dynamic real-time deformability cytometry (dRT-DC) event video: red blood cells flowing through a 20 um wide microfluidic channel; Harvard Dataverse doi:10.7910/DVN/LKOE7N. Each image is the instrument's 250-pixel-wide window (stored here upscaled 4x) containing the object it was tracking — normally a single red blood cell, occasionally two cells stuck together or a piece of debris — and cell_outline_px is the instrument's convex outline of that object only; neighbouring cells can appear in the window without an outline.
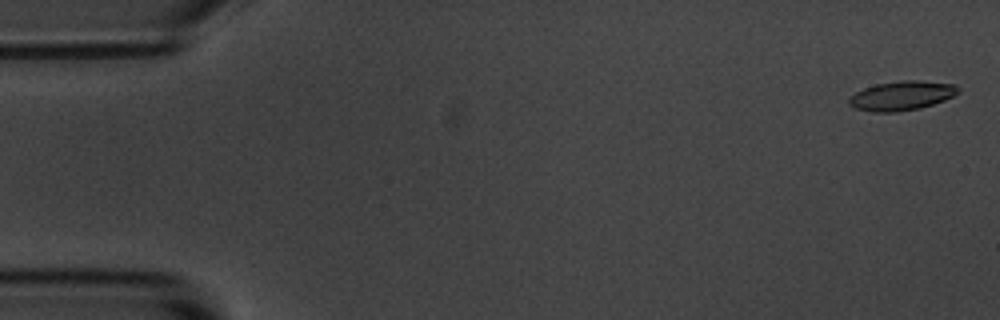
{"species": "common noctule bat (a hibernating species)", "species_latin": "Nyctalus noctula", "temperature_condition": "room temperature", "stored_images_in_passage": 55, "camera_frame_rate_fps": 3000, "um_per_image_px": 0.085, "animal": {"sex": "male", "body_mass_g": 20.1, "forearm_length_mm": 53.5}, "frame": {"image": 1, "passage_image": 2, "time_ms": 0.333, "image_size_px": [1000, 320], "cell_outline_px": [[960, 92], [944, 100], [920, 108], [896, 112], [872, 112], [856, 108], [848, 104], [848, 96], [864, 88], [876, 84], [904, 80], [916, 80], [956, 84], [960, 88]], "centroid_in_image_um": [76.64, 8.13], "position_along_channel_um": 8.4, "area_um2": 18.67}}
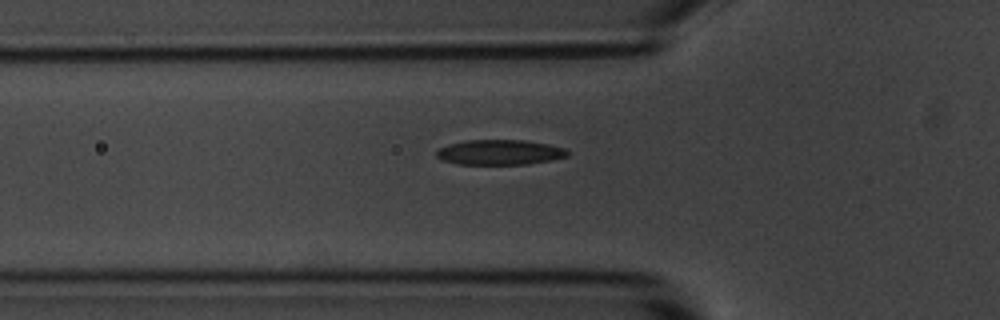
{"frame": {"image": 2, "passage_image": 19, "time_ms": 6.0, "image_size_px": [1000, 320], "cell_outline_px": [[568, 156], [552, 160], [528, 164], [456, 164], [440, 160], [436, 156], [436, 152], [440, 148], [448, 144], [468, 140], [524, 140], [548, 144], [564, 148], [568, 152]], "centroid_in_image_um": [42.46, 12.95], "position_along_channel_um": 83.3, "area_um2": 19.19}}
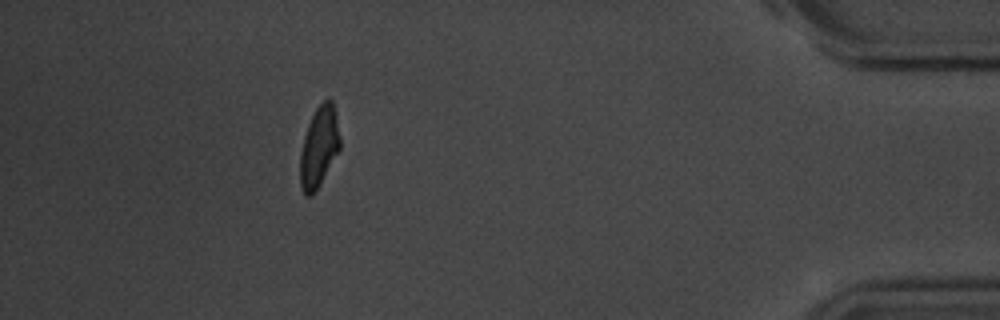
{"frame": {"image": 3, "passage_image": 50, "time_ms": 16.333, "image_size_px": [1000, 320], "cell_outline_px": [[340, 148], [312, 196], [304, 196], [300, 188], [300, 152], [304, 136], [308, 124], [316, 108], [328, 96], [332, 100], [336, 116], [340, 136]], "centroid_in_image_um": [27.1, 12.48], "position_along_channel_um": 408.1, "area_um2": 18.61}, "authors_computed_cell_mechanics": {"area_um2": 19.363, "velocity_mm_per_s": 3.6575, "shape_relaxation_time_tau1_ms": 2.8794, "shape_relaxation_time_tau2_ms": 2.6349, "deformation_change_tau1": 0.1395, "deformation_change_tau2": 0.088}}